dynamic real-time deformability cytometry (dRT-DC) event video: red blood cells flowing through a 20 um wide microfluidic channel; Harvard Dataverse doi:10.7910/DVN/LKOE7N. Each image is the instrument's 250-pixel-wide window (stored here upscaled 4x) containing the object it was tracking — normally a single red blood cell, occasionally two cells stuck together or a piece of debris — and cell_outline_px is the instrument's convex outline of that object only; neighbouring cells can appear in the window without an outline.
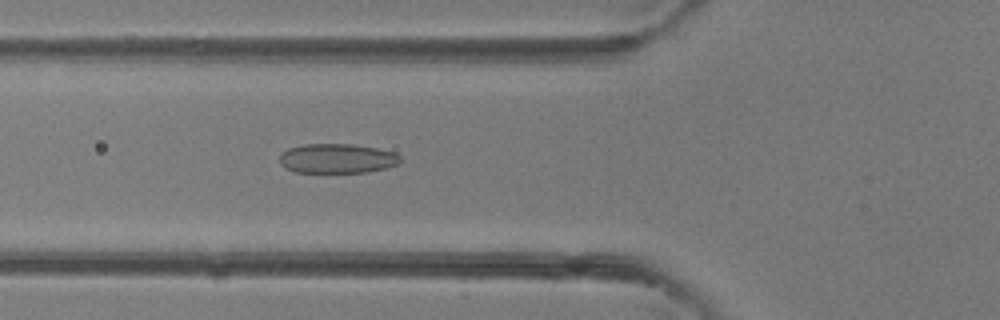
{"species": "common noctule bat (a hibernating species)", "species_latin": "Nyctalus noctula", "temperature_condition": "room temperature", "stored_images_in_passage": 41, "camera_frame_rate_fps": 3000, "um_per_image_px": 0.085, "animal": {"sex": "female"}, "frame": {"image": 1, "passage_image": 15, "time_ms": 4.667, "image_size_px": [1000, 320], "cell_outline_px": [[400, 160], [396, 164], [388, 168], [368, 172], [296, 172], [284, 168], [280, 164], [280, 152], [288, 148], [304, 144], [352, 144], [376, 148], [396, 152], [400, 156]], "centroid_in_image_um": [28.64, 13.47], "position_along_channel_um": 97.2, "area_um2": 20.92}}
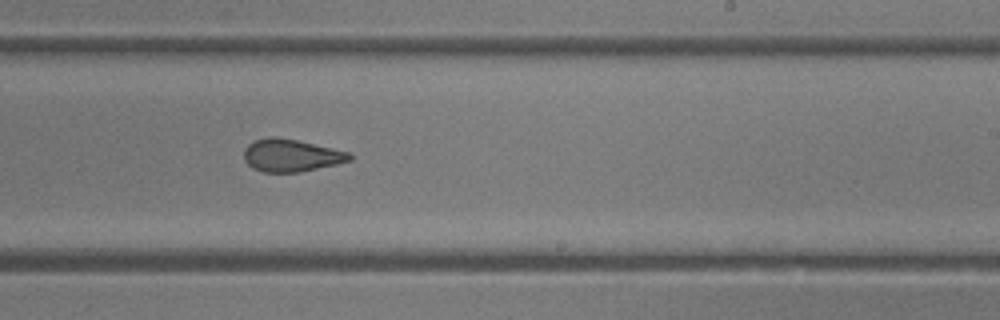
{"frame": {"image": 2, "passage_image": 25, "time_ms": 8.0, "image_size_px": [1000, 320], "cell_outline_px": [[352, 160], [336, 164], [300, 172], [264, 172], [252, 168], [244, 160], [244, 148], [248, 144], [256, 140], [272, 136], [296, 140], [348, 152], [352, 156]], "centroid_in_image_um": [24.71, 13.22], "position_along_channel_um": 264.3, "area_um2": 19.77}}
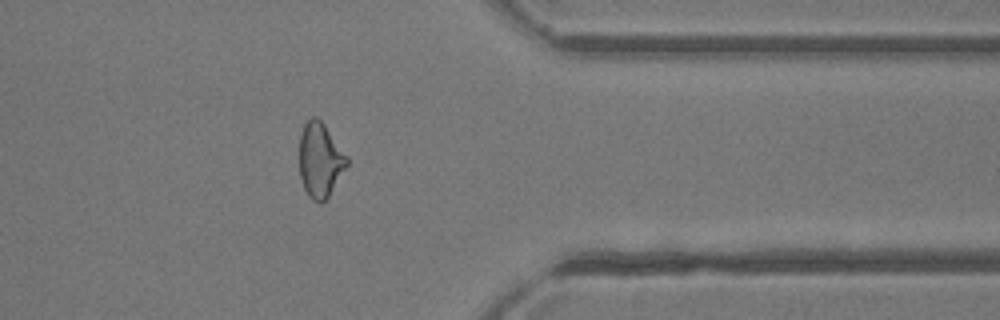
{"frame": {"image": 3, "passage_image": 33, "time_ms": 10.667, "image_size_px": [1000, 320], "cell_outline_px": [[348, 164], [328, 196], [320, 204], [312, 200], [308, 196], [304, 188], [300, 176], [300, 136], [304, 124], [312, 116], [316, 116], [324, 124], [348, 156]], "centroid_in_image_um": [27.21, 13.6], "position_along_channel_um": 384.2, "area_um2": 20.52}}